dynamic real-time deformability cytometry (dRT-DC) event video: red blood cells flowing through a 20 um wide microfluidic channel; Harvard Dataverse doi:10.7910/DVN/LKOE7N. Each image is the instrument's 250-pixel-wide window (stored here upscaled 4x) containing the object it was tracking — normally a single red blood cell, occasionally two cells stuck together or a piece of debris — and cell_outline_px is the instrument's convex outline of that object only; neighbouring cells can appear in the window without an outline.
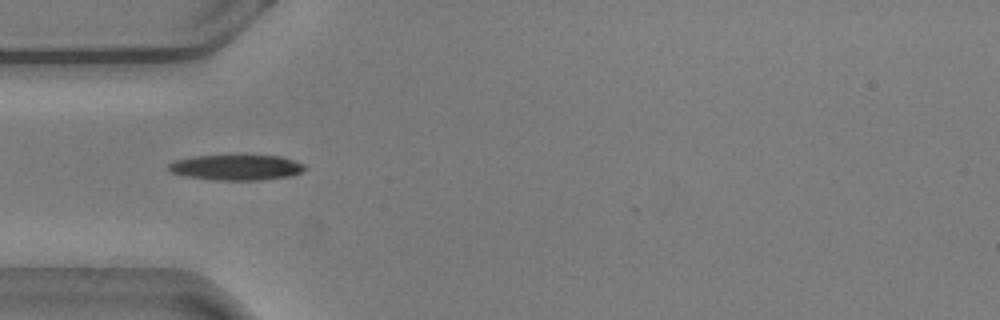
{"species": "common noctule bat (a hibernating species)", "species_latin": "Nyctalus noctula", "temperature_condition": "warm", "stored_images_in_passage": 38, "camera_frame_rate_fps": 3000, "um_per_image_px": 0.085, "animal": {"sex": "male", "body_mass_g": 20.5, "forearm_length_mm": 52.5}, "frame": {"image": 1, "passage_image": 1, "time_ms": 0.0, "image_size_px": [1000, 320], "cell_outline_px": [[308, 168], [292, 176], [260, 180], [216, 180], [188, 176], [172, 172], [168, 168], [168, 164], [176, 160], [192, 156], [236, 152], [240, 152], [280, 156], [304, 164]], "centroid_in_image_um": [20.12, 14.17], "position_along_channel_um": 64.9, "area_um2": 21.27}}
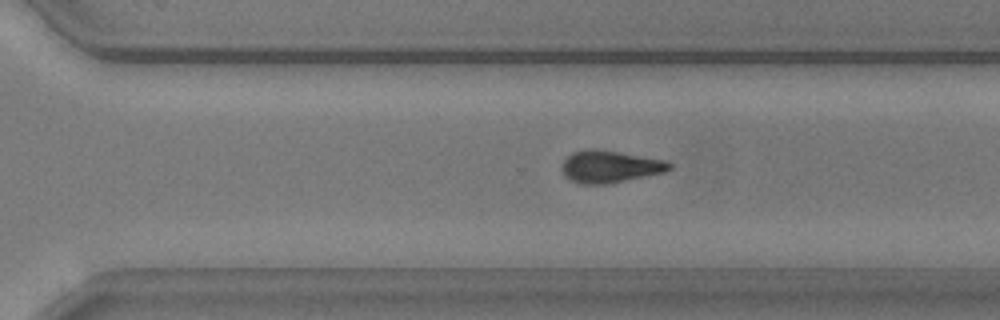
{"frame": {"image": 2, "passage_image": 22, "time_ms": 7.0, "image_size_px": [1000, 320], "cell_outline_px": [[672, 168], [664, 172], [608, 184], [580, 184], [564, 176], [560, 168], [560, 164], [572, 152], [588, 148], [592, 148], [668, 160], [672, 164]], "centroid_in_image_um": [51.82, 14.16], "position_along_channel_um": 318.8, "area_um2": 20.29}}
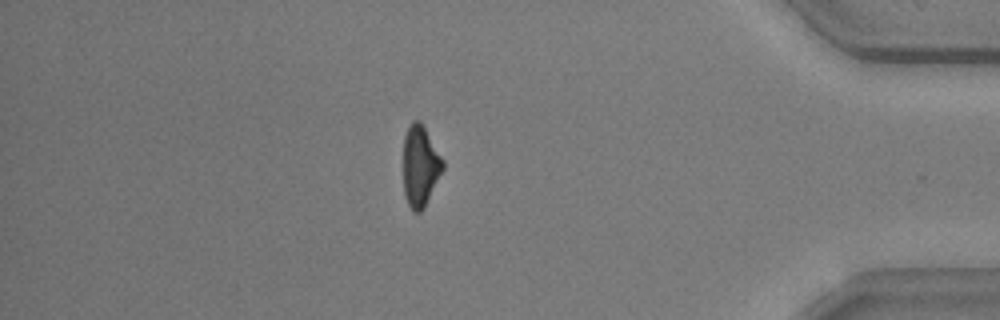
{"frame": {"image": 3, "passage_image": 32, "time_ms": 10.333, "image_size_px": [1000, 320], "cell_outline_px": [[444, 168], [424, 208], [420, 212], [412, 212], [404, 196], [404, 136], [412, 120], [420, 120], [444, 160]], "centroid_in_image_um": [35.72, 14.12], "position_along_channel_um": 399.5, "area_um2": 18.67}, "authors_computed_cell_mechanics": {"area_um2": 20.7213, "velocity_mm_per_s": 3.621, "shape_relaxation_time_tau1_ms": 6.7078, "shape_relaxation_time_tau2_ms": 8.7267, "deformation_change_tau1": 0.1728, "deformation_change_tau2": 0.1885}}